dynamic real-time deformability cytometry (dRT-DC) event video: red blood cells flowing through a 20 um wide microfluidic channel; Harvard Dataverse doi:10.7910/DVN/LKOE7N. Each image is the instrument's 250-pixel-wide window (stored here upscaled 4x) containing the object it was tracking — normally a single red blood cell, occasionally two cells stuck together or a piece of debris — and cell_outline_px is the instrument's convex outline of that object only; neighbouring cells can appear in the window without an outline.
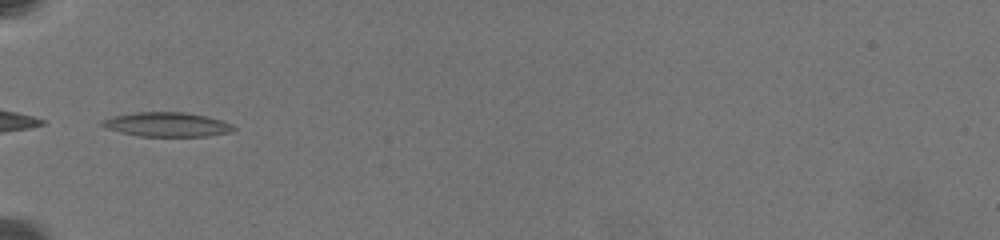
{"species": "common noctule bat (a hibernating species)", "species_latin": "Nyctalus noctula", "temperature_condition": "warm", "stored_images_in_passage": 6, "camera_frame_rate_fps": 3000, "um_per_image_px": 0.085, "animal": {"sex": "female", "body_mass_g": 19.5, "forearm_length_mm": 54.1}, "frame": {"image": 1, "passage_image": 1, "time_ms": 0.0, "image_size_px": [1000, 240], "cell_outline_px": [[236, 128], [232, 132], [208, 136], [140, 136], [120, 132], [104, 128], [100, 124], [100, 120], [112, 116], [136, 112], [184, 112], [208, 116], [232, 124]], "centroid_in_image_um": [14.17, 10.58], "position_along_channel_um": 70.8, "area_um2": 18.79}}
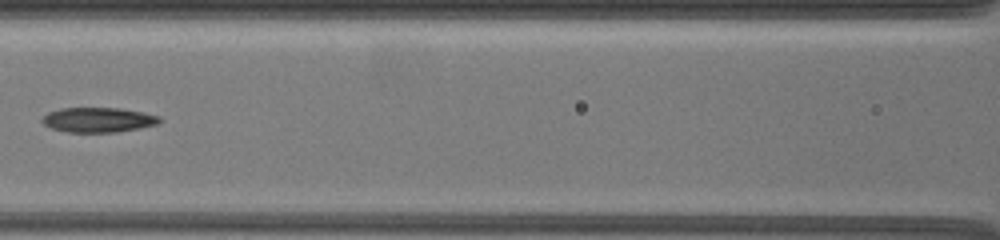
{"frame": {"image": 2, "passage_image": 4, "time_ms": 2.667, "image_size_px": [1000, 240], "cell_outline_px": [[160, 120], [156, 124], [140, 128], [116, 132], [68, 132], [52, 128], [44, 124], [40, 120], [48, 112], [64, 108], [116, 108], [140, 112], [160, 116]], "centroid_in_image_um": [8.32, 10.19], "position_along_channel_um": 158.3, "area_um2": 16.7}}
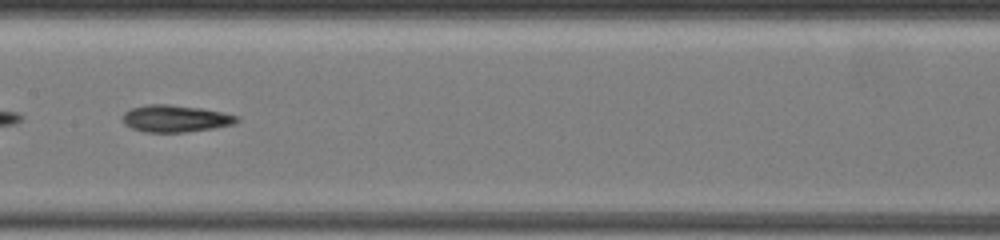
{"frame": {"image": 3, "passage_image": 5, "time_ms": 3.667, "image_size_px": [1000, 240], "cell_outline_px": [[240, 120], [232, 124], [212, 128], [184, 132], [144, 132], [132, 128], [124, 124], [120, 116], [124, 112], [132, 108], [148, 104], [168, 104], [200, 108], [240, 116]], "centroid_in_image_um": [14.86, 10.07], "position_along_channel_um": 192.5, "area_um2": 17.92}}